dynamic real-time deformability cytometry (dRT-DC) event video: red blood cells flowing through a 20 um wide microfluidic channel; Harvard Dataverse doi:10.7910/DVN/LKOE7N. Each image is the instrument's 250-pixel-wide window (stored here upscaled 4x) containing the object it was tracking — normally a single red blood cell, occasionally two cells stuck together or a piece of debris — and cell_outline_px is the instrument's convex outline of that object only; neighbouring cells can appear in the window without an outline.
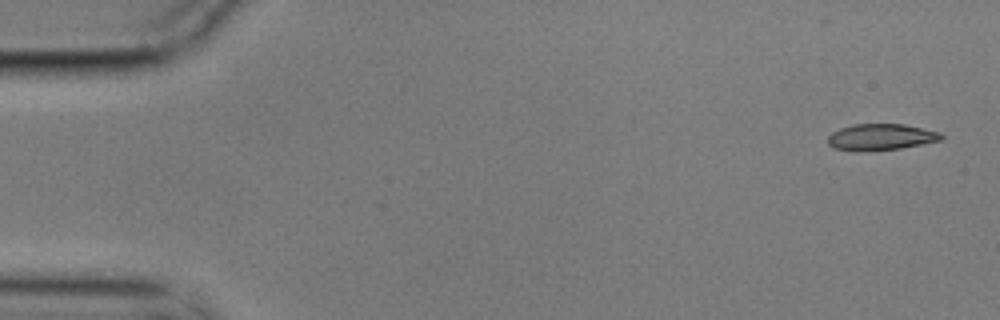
{"species": "common noctule bat (a hibernating species)", "species_latin": "Nyctalus noctula", "temperature_condition": "cold", "stored_images_in_passage": 4, "camera_frame_rate_fps": 3000, "um_per_image_px": 0.085, "animal": {"sex": "male", "body_mass_g": 17.9}, "frame": {"image": 1, "passage_image": 1, "time_ms": 0.0, "image_size_px": [1000, 320], "cell_outline_px": [[944, 136], [940, 140], [900, 148], [832, 148], [828, 144], [828, 136], [832, 132], [840, 128], [852, 124], [904, 124], [940, 132]], "centroid_in_image_um": [74.9, 11.59], "position_along_channel_um": 10.1, "area_um2": 16.47}}
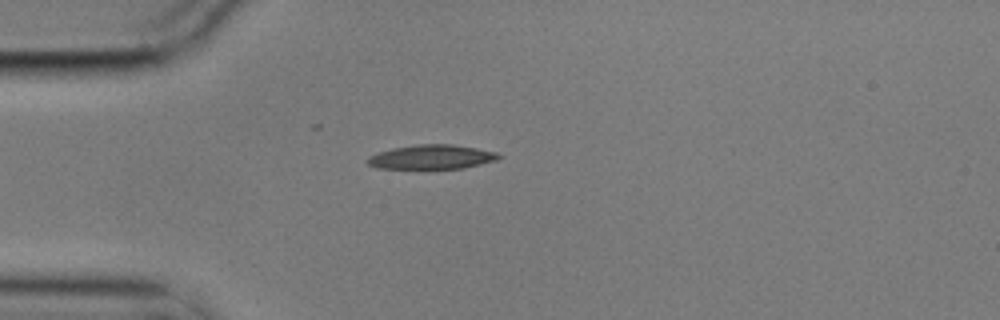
{"frame": {"image": 2, "passage_image": 4, "time_ms": 1.0, "image_size_px": [1000, 320], "cell_outline_px": [[504, 156], [496, 160], [464, 168], [376, 168], [368, 164], [368, 156], [392, 148], [420, 144], [452, 144], [476, 148], [496, 152]], "centroid_in_image_um": [36.72, 13.34], "position_along_channel_um": 48.3, "area_um2": 18.38}}